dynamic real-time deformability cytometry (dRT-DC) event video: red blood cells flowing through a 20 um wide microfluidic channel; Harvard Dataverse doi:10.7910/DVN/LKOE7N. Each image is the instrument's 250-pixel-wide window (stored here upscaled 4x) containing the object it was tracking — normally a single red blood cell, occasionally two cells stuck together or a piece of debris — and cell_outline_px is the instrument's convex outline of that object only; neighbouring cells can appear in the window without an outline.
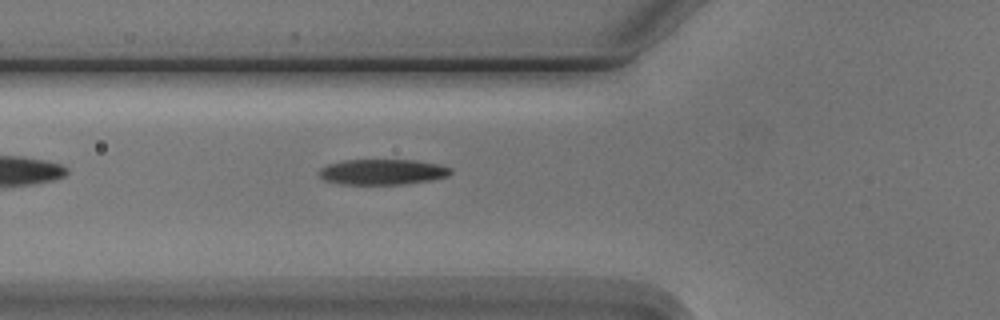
{"species": "Egyptian fruit bat (a non-hibernating species)", "species_latin": "Rousettus aegyptiacus", "temperature_condition": "cold", "stored_images_in_passage": 6, "camera_frame_rate_fps": 3000, "um_per_image_px": 0.085, "animal": {"sex": "male"}, "frame": {"image": 1, "passage_image": 6, "time_ms": 6.0, "image_size_px": [1000, 320], "cell_outline_px": [[452, 172], [448, 176], [432, 180], [404, 184], [340, 184], [324, 180], [320, 176], [320, 168], [328, 164], [344, 160], [416, 160], [440, 164], [452, 168]], "centroid_in_image_um": [32.55, 14.61], "position_along_channel_um": 93.3, "area_um2": 19.65}}